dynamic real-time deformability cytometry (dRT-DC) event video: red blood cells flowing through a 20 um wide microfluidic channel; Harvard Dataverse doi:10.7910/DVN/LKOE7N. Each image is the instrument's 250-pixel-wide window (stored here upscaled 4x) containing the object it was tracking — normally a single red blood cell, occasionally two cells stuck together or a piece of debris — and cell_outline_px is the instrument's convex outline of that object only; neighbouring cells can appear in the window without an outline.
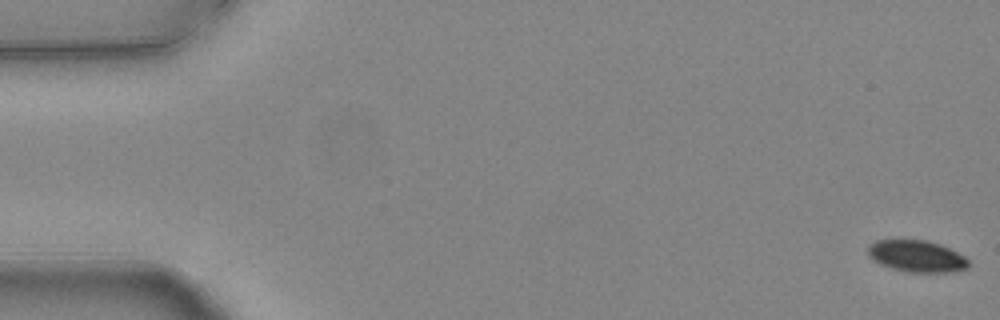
{"species": "common noctule bat (a hibernating species)", "species_latin": "Nyctalus noctula", "temperature_condition": "warm", "stored_images_in_passage": 56, "camera_frame_rate_fps": 3000, "um_per_image_px": 0.085, "animal": {"sex": "female", "body_mass_g": 24.6, "forearm_length_mm": 56.2}, "frame": {"image": 1, "passage_image": 1, "time_ms": 0.0, "image_size_px": [1000, 320], "cell_outline_px": [[968, 268], [952, 272], [904, 272], [880, 264], [872, 260], [868, 256], [868, 244], [876, 240], [928, 240], [940, 244], [964, 256], [968, 260]], "centroid_in_image_um": [77.89, 21.78], "position_along_channel_um": 7.1, "area_um2": 18.67}}
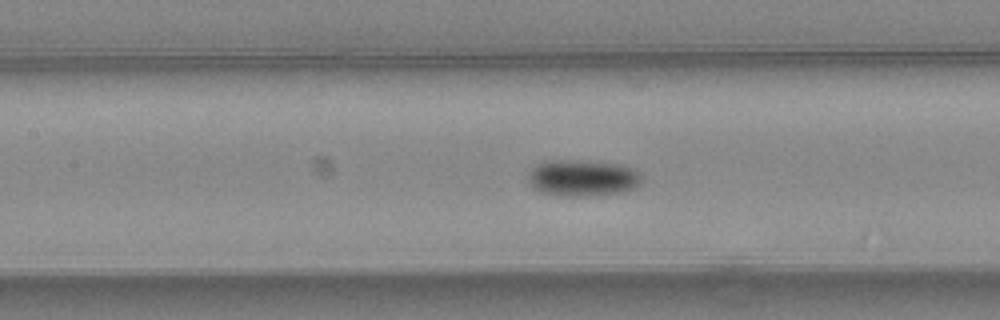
{"frame": {"image": 2, "passage_image": 25, "time_ms": 8.0, "image_size_px": [1000, 320], "cell_outline_px": [[640, 184], [636, 188], [620, 192], [588, 196], [560, 196], [540, 192], [532, 188], [528, 180], [528, 172], [536, 164], [544, 160], [576, 160], [624, 164], [640, 172]], "centroid_in_image_um": [49.48, 15.12], "position_along_channel_um": 157.9, "area_um2": 24.51}}
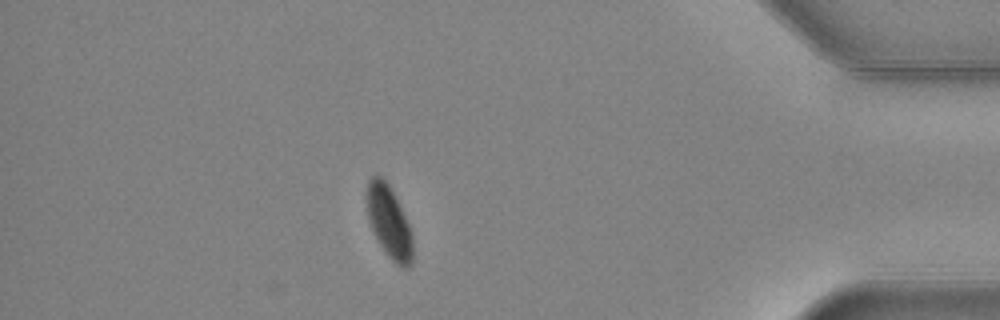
{"frame": {"image": 3, "passage_image": 48, "time_ms": 15.667, "image_size_px": [1000, 320], "cell_outline_px": [[412, 264], [408, 268], [400, 268], [384, 252], [368, 220], [368, 180], [372, 176], [380, 176], [388, 184], [412, 232]], "centroid_in_image_um": [33.09, 18.94], "position_along_channel_um": 402.1, "area_um2": 18.73}, "authors_computed_cell_mechanics": {"area_um2": 21.0103, "velocity_mm_per_s": 3.7716, "shape_relaxation_time_tau1_ms": 6.2336, "shape_relaxation_time_tau2_ms": null, "deformation_change_tau1": 0.1123, "deformation_change_tau2": null}}